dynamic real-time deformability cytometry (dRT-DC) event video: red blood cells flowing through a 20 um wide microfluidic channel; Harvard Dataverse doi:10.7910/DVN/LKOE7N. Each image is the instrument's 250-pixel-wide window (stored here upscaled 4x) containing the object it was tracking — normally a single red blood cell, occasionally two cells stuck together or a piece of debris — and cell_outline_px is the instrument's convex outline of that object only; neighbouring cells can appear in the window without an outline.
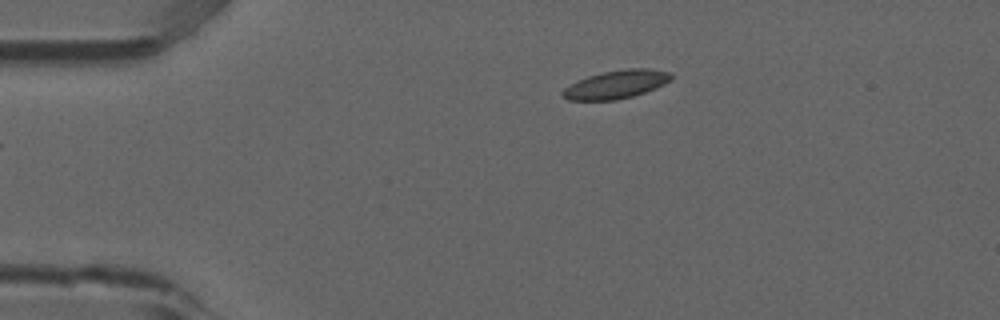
{"species": "common noctule bat (a hibernating species)", "species_latin": "Nyctalus noctula", "temperature_condition": "room temperature", "stored_images_in_passage": 3, "camera_frame_rate_fps": 3000, "um_per_image_px": 0.085, "animal": {"sex": "male", "forearm_length_mm": 52.5}, "frame": {"image": 1, "passage_image": 3, "time_ms": 0.667, "image_size_px": [1000, 320], "cell_outline_px": [[672, 80], [656, 88], [632, 96], [616, 100], [568, 100], [560, 96], [560, 92], [564, 88], [588, 76], [604, 72], [628, 68], [648, 68], [672, 72]], "centroid_in_image_um": [52.39, 7.17], "position_along_channel_um": 32.6, "area_um2": 17.86}}